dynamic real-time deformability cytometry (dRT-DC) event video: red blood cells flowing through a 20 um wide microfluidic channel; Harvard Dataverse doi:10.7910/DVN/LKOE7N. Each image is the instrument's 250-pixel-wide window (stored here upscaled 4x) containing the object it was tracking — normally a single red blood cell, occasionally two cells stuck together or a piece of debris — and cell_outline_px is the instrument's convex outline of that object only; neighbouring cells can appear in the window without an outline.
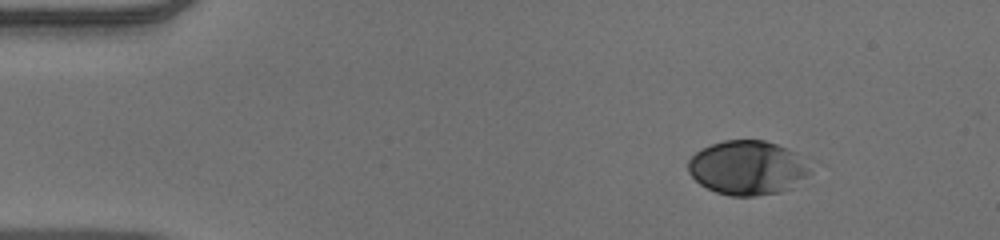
{"species": "human", "species_latin": "Homo sapiens", "temperature_condition": "warm", "stored_images_in_passage": 15, "camera_frame_rate_fps": 3000, "um_per_image_px": 0.085, "donor": {"sex": "male"}, "frame": {"image": 1, "passage_image": 7, "time_ms": 2.0, "image_size_px": [1000, 240], "cell_outline_px": [[812, 172], [792, 188], [780, 192], [756, 196], [732, 196], [716, 192], [700, 184], [688, 172], [688, 160], [696, 152], [712, 144], [724, 140], [764, 140], [776, 144], [796, 152]], "centroid_in_image_um": [63.53, 14.27], "position_along_channel_um": 21.5, "area_um2": 38.38}}